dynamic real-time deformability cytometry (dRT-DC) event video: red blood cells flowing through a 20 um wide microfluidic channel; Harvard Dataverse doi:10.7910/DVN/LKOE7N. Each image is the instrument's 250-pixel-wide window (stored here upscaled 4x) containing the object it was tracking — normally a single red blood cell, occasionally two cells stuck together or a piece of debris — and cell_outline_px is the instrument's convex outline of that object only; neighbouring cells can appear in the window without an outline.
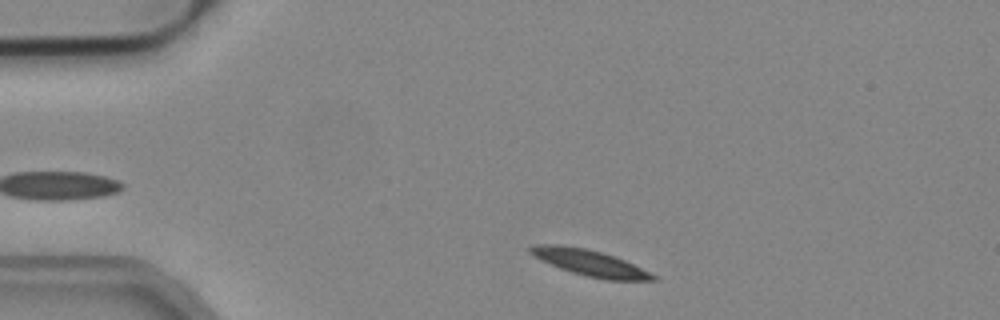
{"species": "common noctule bat (a hibernating species)", "species_latin": "Nyctalus noctula", "temperature_condition": "cold", "stored_images_in_passage": 34, "camera_frame_rate_fps": 3000, "um_per_image_px": 0.085, "animal": {"sex": "male", "body_mass_g": 19.2, "forearm_length_mm": 51.8}, "frame": {"image": 1, "passage_image": 3, "time_ms": 0.667, "image_size_px": [1000, 320], "cell_outline_px": [[660, 280], [604, 280], [572, 272], [560, 268], [528, 252], [528, 248], [532, 244], [560, 244], [584, 248], [600, 252], [624, 260], [656, 276]], "centroid_in_image_um": [50.11, 22.33], "position_along_channel_um": 34.9, "area_um2": 18.21}}
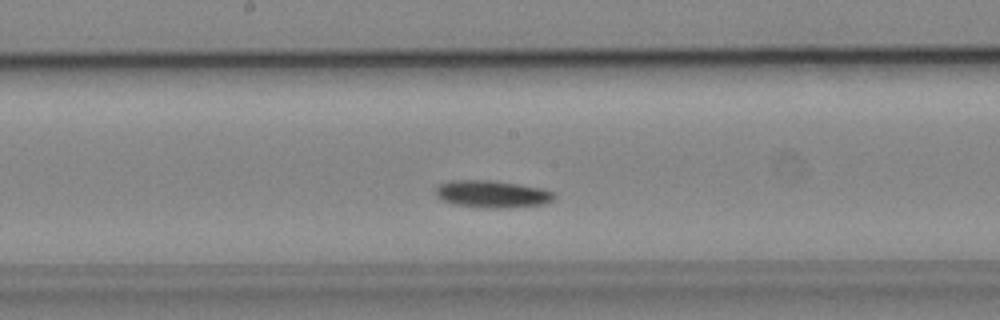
{"frame": {"image": 2, "passage_image": 20, "time_ms": 6.333, "image_size_px": [1000, 320], "cell_outline_px": [[556, 196], [552, 200], [544, 204], [508, 208], [484, 208], [452, 204], [440, 200], [432, 192], [440, 184], [452, 180], [492, 180], [540, 188], [556, 192]], "centroid_in_image_um": [41.79, 16.5], "position_along_channel_um": 206.4, "area_um2": 19.07}}
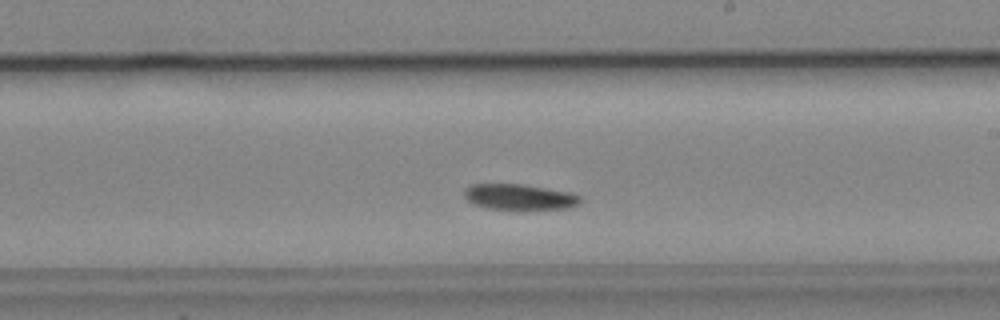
{"frame": {"image": 3, "passage_image": 23, "time_ms": 7.333, "image_size_px": [1000, 320], "cell_outline_px": [[580, 204], [568, 208], [488, 208], [472, 204], [464, 196], [464, 188], [472, 184], [520, 184], [568, 192], [580, 196]], "centroid_in_image_um": [44.1, 16.72], "position_along_channel_um": 244.9, "area_um2": 16.88}, "authors_computed_cell_mechanics": {"area_um2": 18.0336, "velocity_mm_per_s": 3.8611, "shape_relaxation_time_tau1_ms": 5.7053, "shape_relaxation_time_tau2_ms": null, "deformation_change_tau1": 0.1371, "deformation_change_tau2": null}}